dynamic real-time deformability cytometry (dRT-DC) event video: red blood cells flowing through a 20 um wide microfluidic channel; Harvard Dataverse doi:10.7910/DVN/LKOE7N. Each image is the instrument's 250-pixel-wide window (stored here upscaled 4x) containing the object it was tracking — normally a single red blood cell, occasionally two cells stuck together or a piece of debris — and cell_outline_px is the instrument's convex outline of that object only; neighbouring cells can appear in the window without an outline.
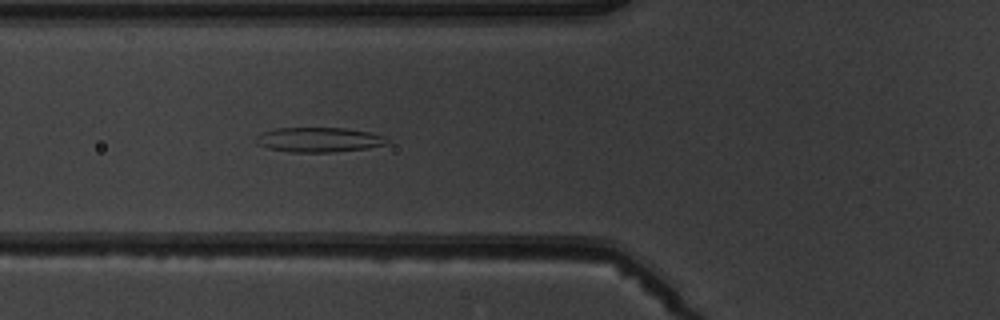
{"species": "common noctule bat (a hibernating species)", "species_latin": "Nyctalus noctula", "temperature_condition": "warm", "stored_images_in_passage": 5, "segment_of_instrument_passage": [1, 2], "camera_frame_rate_fps": 3000, "um_per_image_px": 0.085, "animal": {"sex": "male", "body_mass_g": 19.5, "forearm_length_mm": 54.6}, "frame": {"image": 1, "passage_image": 4, "time_ms": 3.333, "image_size_px": [1000, 320], "cell_outline_px": [[392, 140], [388, 144], [368, 148], [332, 152], [288, 152], [268, 148], [256, 144], [256, 136], [260, 132], [276, 128], [344, 128], [368, 132], [384, 136]], "centroid_in_image_um": [27.1, 11.88], "position_along_channel_um": 98.7, "area_um2": 19.07}}